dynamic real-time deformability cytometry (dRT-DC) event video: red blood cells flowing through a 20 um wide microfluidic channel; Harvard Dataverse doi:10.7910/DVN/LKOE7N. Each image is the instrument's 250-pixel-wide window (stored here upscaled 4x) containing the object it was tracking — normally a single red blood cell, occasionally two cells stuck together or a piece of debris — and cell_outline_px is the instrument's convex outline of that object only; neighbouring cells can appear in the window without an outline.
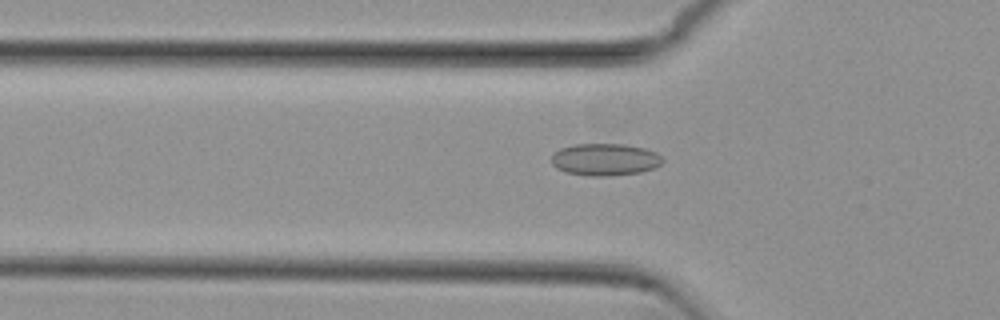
{"species": "common noctule bat (a hibernating species)", "species_latin": "Nyctalus noctula", "temperature_condition": "cold", "stored_images_in_passage": 47, "camera_frame_rate_fps": 3000, "um_per_image_px": 0.085, "animal": {"sex": "female", "body_mass_g": 29.2, "forearm_length_mm": 56.3}, "frame": {"image": 1, "passage_image": 11, "time_ms": 3.333, "image_size_px": [1000, 320], "cell_outline_px": [[664, 160], [656, 168], [640, 172], [608, 176], [592, 176], [564, 172], [556, 168], [552, 164], [552, 152], [560, 148], [572, 144], [624, 144], [644, 148], [656, 152]], "centroid_in_image_um": [51.4, 13.55], "position_along_channel_um": 74.4, "area_um2": 20.98}}
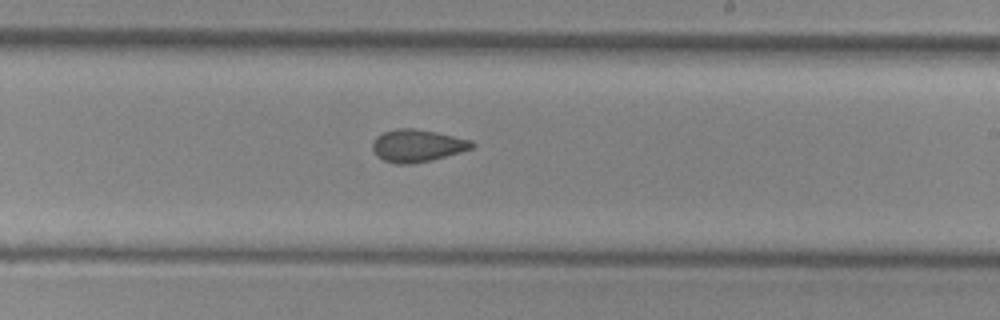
{"frame": {"image": 2, "passage_image": 25, "time_ms": 8.0, "image_size_px": [1000, 320], "cell_outline_px": [[476, 144], [472, 148], [460, 152], [432, 160], [412, 164], [396, 164], [384, 160], [376, 156], [372, 148], [372, 140], [376, 136], [384, 132], [396, 128], [412, 128], [436, 132], [472, 140]], "centroid_in_image_um": [35.45, 12.38], "position_along_channel_um": 253.6, "area_um2": 18.9}}
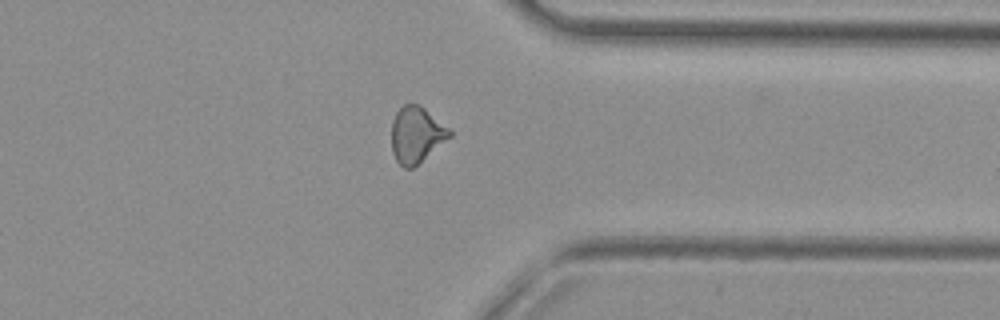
{"frame": {"image": 3, "passage_image": 35, "time_ms": 11.333, "image_size_px": [1000, 320], "cell_outline_px": [[452, 136], [412, 168], [404, 168], [396, 160], [392, 152], [392, 120], [396, 112], [404, 104], [420, 104], [452, 128]], "centroid_in_image_um": [35.43, 11.42], "position_along_channel_um": 376.0, "area_um2": 19.19}, "authors_computed_cell_mechanics": {"area_um2": 19.074, "velocity_mm_per_s": 3.827, "shape_relaxation_time_tau1_ms": null, "shape_relaxation_time_tau2_ms": 2.6593, "deformation_change_tau1": null, "deformation_change_tau2": 0.0783}}